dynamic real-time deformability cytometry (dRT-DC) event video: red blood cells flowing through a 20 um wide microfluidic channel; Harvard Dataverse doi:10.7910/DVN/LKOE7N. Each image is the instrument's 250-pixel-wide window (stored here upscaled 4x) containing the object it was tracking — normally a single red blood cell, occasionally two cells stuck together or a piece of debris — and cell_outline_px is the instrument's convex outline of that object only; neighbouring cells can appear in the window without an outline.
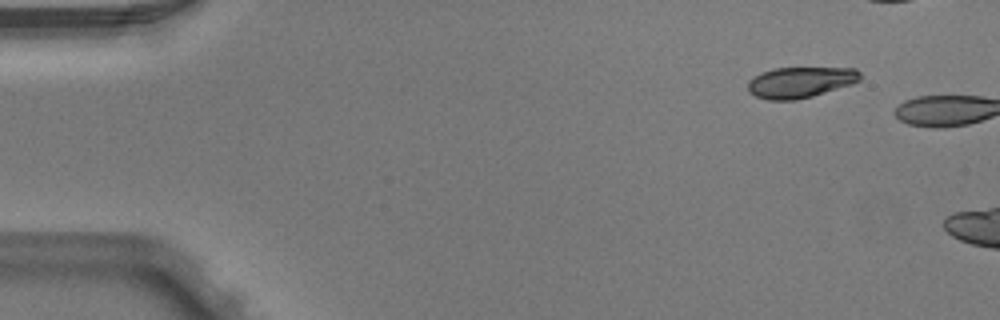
{"species": "Egyptian fruit bat (a non-hibernating species)", "species_latin": "Rousettus aegyptiacus", "temperature_condition": "warm", "stored_images_in_passage": 2, "camera_frame_rate_fps": 3000, "um_per_image_px": 0.085, "animal": {"sex": "male"}, "frame": {"image": 1, "passage_image": 1, "time_ms": 0.0, "image_size_px": [1000, 320], "cell_outline_px": [[860, 80], [852, 84], [812, 96], [796, 100], [768, 100], [756, 96], [748, 92], [748, 80], [764, 72], [776, 68], [856, 68], [860, 72]], "centroid_in_image_um": [68.03, 7.0], "position_along_channel_um": 17.0, "area_um2": 20.06}}